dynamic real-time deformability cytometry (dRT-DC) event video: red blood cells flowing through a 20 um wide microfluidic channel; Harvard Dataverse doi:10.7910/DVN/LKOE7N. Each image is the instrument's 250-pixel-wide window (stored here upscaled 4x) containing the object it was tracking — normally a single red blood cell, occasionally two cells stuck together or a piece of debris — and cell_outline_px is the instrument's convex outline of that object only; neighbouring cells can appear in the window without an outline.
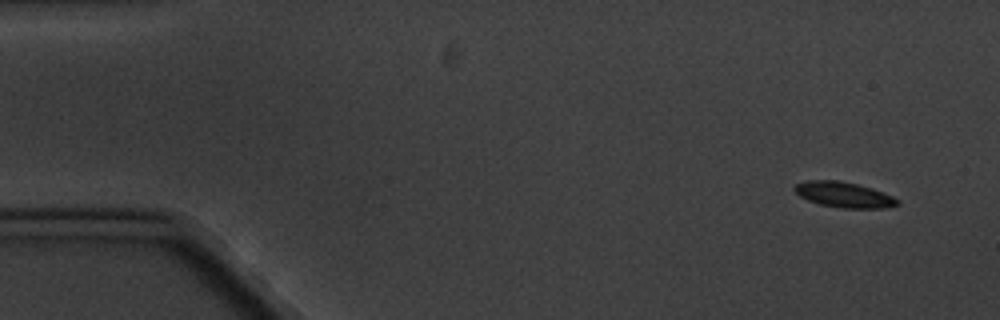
{"species": "common noctule bat (a hibernating species)", "species_latin": "Nyctalus noctula", "temperature_condition": "cold", "stored_images_in_passage": 4, "camera_frame_rate_fps": 3000, "um_per_image_px": 0.085, "animal": {"sex": "male", "body_mass_g": 20.1, "forearm_length_mm": 53.5}, "frame": {"image": 1, "passage_image": 1, "time_ms": 0.0, "image_size_px": [1000, 320], "cell_outline_px": [[900, 204], [884, 208], [840, 208], [820, 204], [808, 200], [800, 196], [792, 188], [796, 184], [808, 180], [840, 180], [872, 188], [892, 196], [900, 200]], "centroid_in_image_um": [71.74, 16.55], "position_along_channel_um": 13.3, "area_um2": 15.26}}
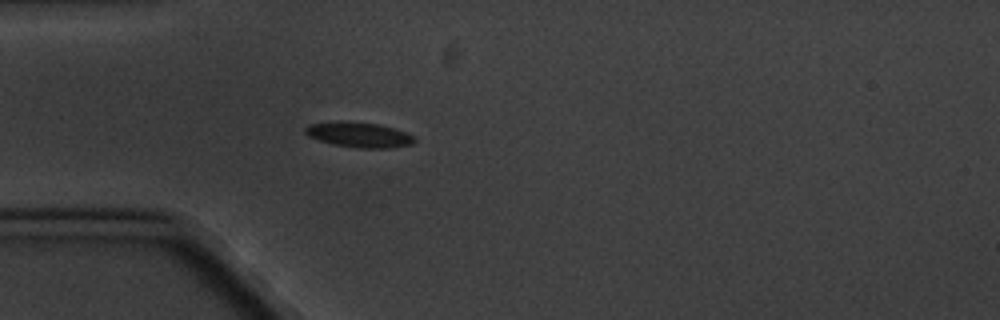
{"frame": {"image": 2, "passage_image": 4, "time_ms": 4.333, "image_size_px": [1000, 320], "cell_outline_px": [[416, 140], [412, 144], [392, 148], [360, 148], [332, 144], [308, 136], [304, 132], [304, 128], [308, 124], [340, 120], [344, 120], [376, 124], [392, 128], [416, 136]], "centroid_in_image_um": [30.49, 11.45], "position_along_channel_um": 54.5, "area_um2": 16.13}}